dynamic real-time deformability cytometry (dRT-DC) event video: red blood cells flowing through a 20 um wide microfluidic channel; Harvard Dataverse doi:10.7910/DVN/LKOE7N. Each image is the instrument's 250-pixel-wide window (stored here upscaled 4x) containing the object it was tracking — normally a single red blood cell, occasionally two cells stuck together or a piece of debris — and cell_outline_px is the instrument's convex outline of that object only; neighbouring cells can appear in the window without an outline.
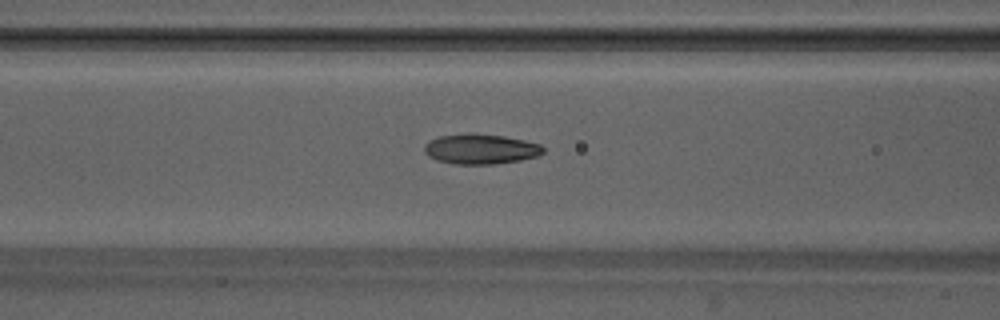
{"species": "Egyptian fruit bat (a non-hibernating species)", "species_latin": "Rousettus aegyptiacus", "temperature_condition": "warm", "stored_images_in_passage": 32, "camera_frame_rate_fps": 3000, "um_per_image_px": 0.085, "animal": {"sex": "male"}, "frame": {"image": 1, "passage_image": 8, "time_ms": 2.333, "image_size_px": [1000, 320], "cell_outline_px": [[544, 152], [536, 156], [520, 160], [492, 164], [452, 164], [436, 160], [428, 156], [424, 152], [424, 144], [428, 140], [440, 136], [468, 132], [472, 132], [504, 136], [524, 140], [540, 144], [544, 148]], "centroid_in_image_um": [40.8, 12.65], "position_along_channel_um": 125.8, "area_um2": 21.1}}
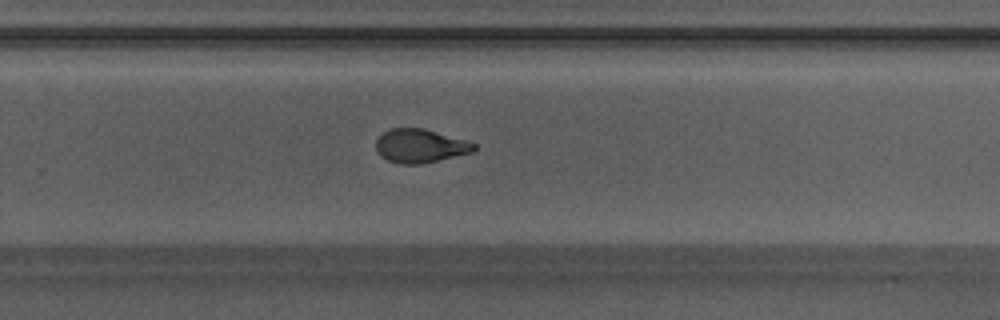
{"frame": {"image": 2, "passage_image": 20, "time_ms": 6.333, "image_size_px": [1000, 320], "cell_outline_px": [[476, 148], [472, 152], [420, 164], [400, 164], [388, 160], [380, 156], [376, 152], [376, 140], [388, 128], [424, 128], [464, 140], [476, 144]], "centroid_in_image_um": [35.67, 12.4], "position_along_channel_um": 294.1, "area_um2": 19.07}}
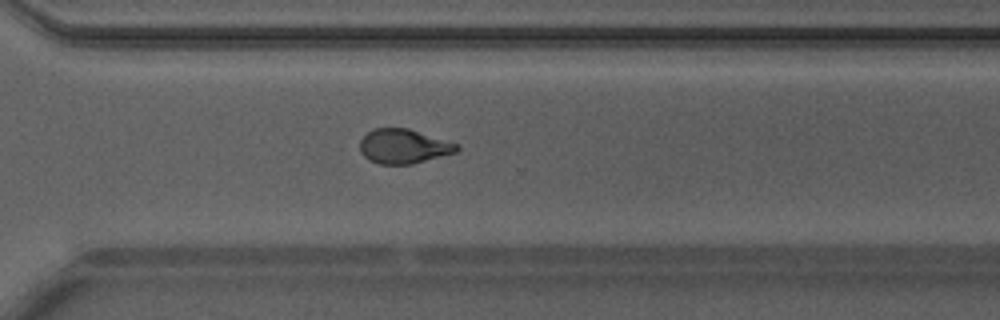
{"frame": {"image": 3, "passage_image": 23, "time_ms": 7.333, "image_size_px": [1000, 320], "cell_outline_px": [[460, 148], [456, 152], [412, 164], [380, 164], [368, 160], [360, 152], [360, 140], [372, 128], [408, 128], [460, 144]], "centroid_in_image_um": [34.3, 12.43], "position_along_channel_um": 336.3, "area_um2": 19.54}, "authors_computed_cell_mechanics": {"area_um2": 19.8543, "velocity_mm_per_s": 4.2185, "shape_relaxation_time_tau1_ms": 3.9964, "shape_relaxation_time_tau2_ms": 1.4739, "deformation_change_tau1": 0.1663, "deformation_change_tau2": 0.0788}}